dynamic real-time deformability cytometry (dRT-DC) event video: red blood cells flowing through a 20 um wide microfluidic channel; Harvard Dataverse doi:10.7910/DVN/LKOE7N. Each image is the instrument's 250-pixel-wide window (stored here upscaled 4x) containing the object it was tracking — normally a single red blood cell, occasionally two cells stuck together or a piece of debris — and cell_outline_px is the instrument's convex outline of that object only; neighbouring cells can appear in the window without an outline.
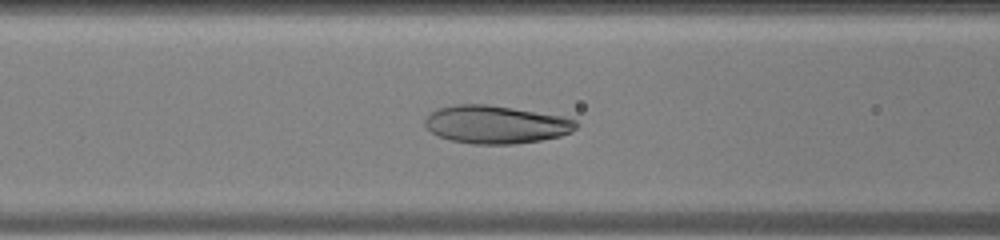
{"species": "human", "species_latin": "Homo sapiens", "temperature_condition": "warm", "stored_images_in_passage": 41, "camera_frame_rate_fps": 3000, "um_per_image_px": 0.085, "donor": {"sex": "male"}, "frame": {"image": 1, "passage_image": 15, "time_ms": 4.667, "image_size_px": [1000, 240], "cell_outline_px": [[580, 124], [572, 132], [560, 136], [540, 140], [512, 144], [472, 144], [452, 140], [440, 136], [432, 132], [424, 124], [424, 120], [436, 108], [456, 104], [488, 104], [564, 116], [576, 120]], "centroid_in_image_um": [42.18, 10.57], "position_along_channel_um": 124.4, "area_um2": 33.52}}
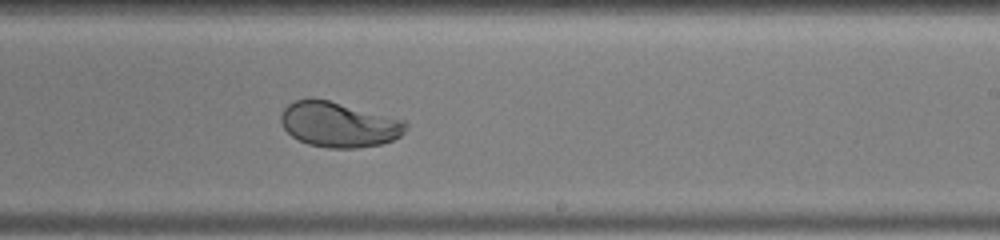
{"frame": {"image": 2, "passage_image": 24, "time_ms": 7.667, "image_size_px": [1000, 240], "cell_outline_px": [[408, 128], [400, 136], [392, 140], [380, 144], [356, 148], [328, 148], [308, 144], [292, 136], [284, 128], [280, 120], [280, 112], [288, 104], [296, 100], [312, 96], [328, 100], [404, 120], [408, 124]], "centroid_in_image_um": [28.77, 10.57], "position_along_channel_um": 260.2, "area_um2": 32.95}}
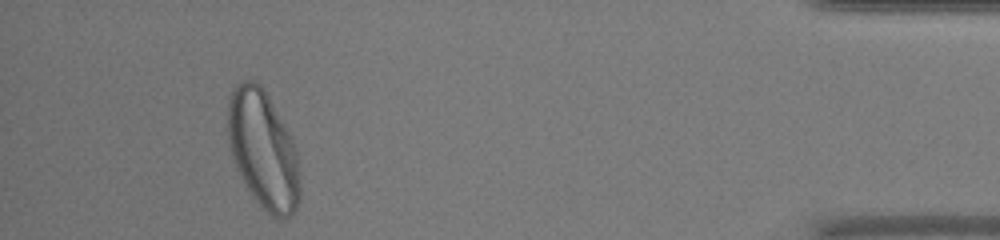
{"frame": {"image": 3, "passage_image": 38, "time_ms": 12.333, "image_size_px": [1000, 240], "cell_outline_px": [[300, 200], [292, 216], [284, 220], [280, 220], [272, 216], [252, 196], [244, 184], [240, 176], [232, 156], [228, 144], [228, 100], [236, 84], [240, 80], [256, 80], [260, 84], [268, 96], [284, 124], [296, 148], [300, 172]], "centroid_in_image_um": [22.38, 12.76], "position_along_channel_um": 412.8, "area_um2": 49.82}}